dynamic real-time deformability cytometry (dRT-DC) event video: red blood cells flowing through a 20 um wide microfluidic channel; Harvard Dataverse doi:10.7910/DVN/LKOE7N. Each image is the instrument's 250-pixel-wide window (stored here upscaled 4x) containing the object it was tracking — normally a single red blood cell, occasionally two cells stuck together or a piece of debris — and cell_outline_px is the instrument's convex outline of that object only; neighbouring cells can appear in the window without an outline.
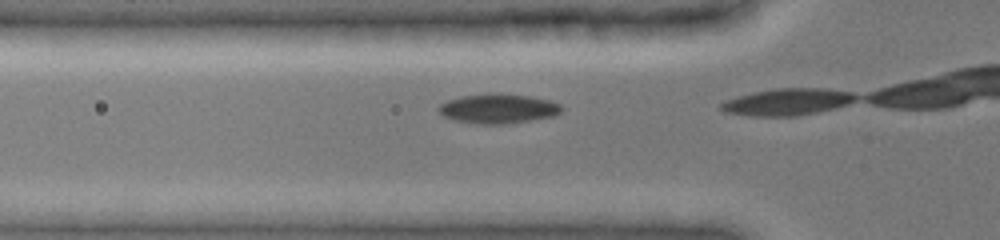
{"species": "common noctule bat (a hibernating species)", "species_latin": "Nyctalus noctula", "temperature_condition": "cold", "stored_images_in_passage": 11, "camera_frame_rate_fps": 3000, "um_per_image_px": 0.085, "animal": {"sex": "female", "body_mass_g": 19.0, "forearm_length_mm": 51.5}, "frame": {"image": 1, "passage_image": 10, "time_ms": 2.667, "image_size_px": [1000, 240], "cell_outline_px": [[564, 108], [560, 112], [552, 116], [532, 120], [504, 124], [476, 124], [456, 120], [444, 116], [436, 108], [440, 104], [448, 100], [460, 96], [488, 92], [500, 92], [528, 96], [548, 100], [560, 104]], "centroid_in_image_um": [42.32, 9.21], "position_along_channel_um": 83.5, "area_um2": 21.39}}